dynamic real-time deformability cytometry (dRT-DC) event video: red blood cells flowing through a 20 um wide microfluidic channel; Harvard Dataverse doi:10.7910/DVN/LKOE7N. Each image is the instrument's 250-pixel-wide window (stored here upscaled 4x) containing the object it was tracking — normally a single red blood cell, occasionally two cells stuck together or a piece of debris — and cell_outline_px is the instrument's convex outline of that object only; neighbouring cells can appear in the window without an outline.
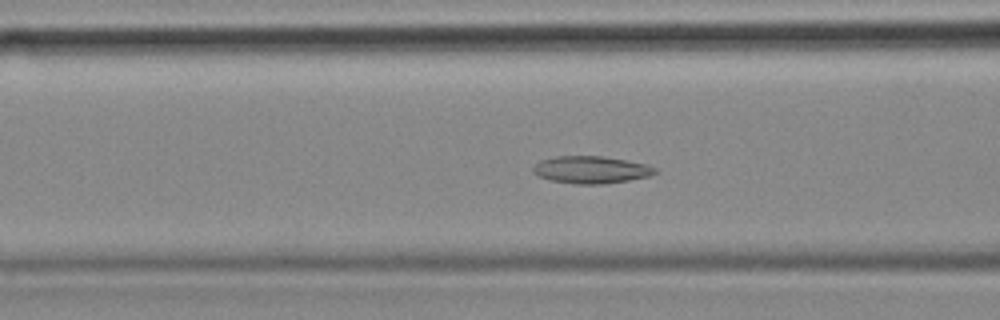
{"species": "common noctule bat (a hibernating species)", "species_latin": "Nyctalus noctula", "temperature_condition": "cold", "stored_images_in_passage": 48, "camera_frame_rate_fps": 3000, "um_per_image_px": 0.085, "animal": {"sex": "female", "body_mass_g": 18.4}, "frame": {"image": 1, "passage_image": 12, "time_ms": 3.667, "image_size_px": [1000, 320], "cell_outline_px": [[660, 172], [648, 176], [628, 180], [604, 184], [576, 184], [552, 180], [540, 176], [532, 172], [532, 168], [540, 160], [556, 156], [600, 156], [624, 160], [644, 164], [656, 168]], "centroid_in_image_um": [50.23, 14.43], "position_along_channel_um": 116.4, "area_um2": 19.19}}
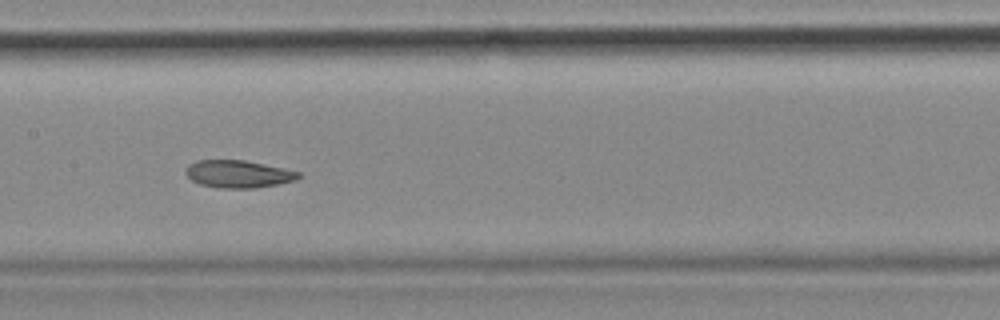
{"frame": {"image": 2, "passage_image": 18, "time_ms": 5.667, "image_size_px": [1000, 320], "cell_outline_px": [[300, 176], [296, 180], [280, 184], [256, 188], [220, 188], [200, 184], [192, 180], [184, 172], [188, 164], [196, 160], [244, 160], [300, 172]], "centroid_in_image_um": [20.23, 14.79], "position_along_channel_um": 187.2, "area_um2": 18.03}}
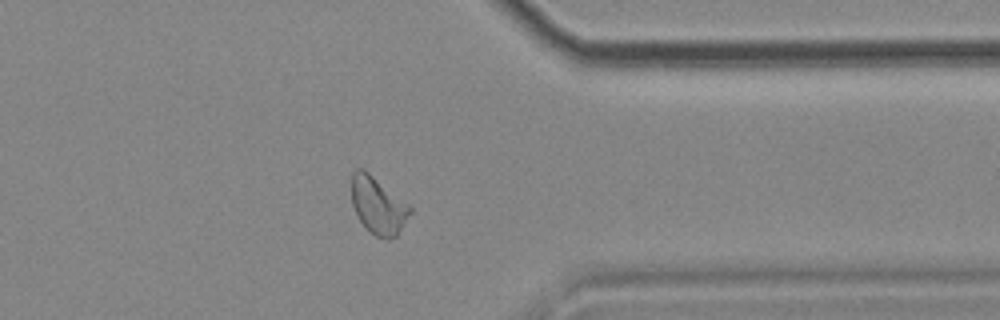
{"frame": {"image": 3, "passage_image": 35, "time_ms": 11.333, "image_size_px": [1000, 320], "cell_outline_px": [[412, 212], [396, 236], [388, 240], [376, 236], [356, 216], [352, 204], [352, 172], [356, 168], [364, 168], [408, 204], [412, 208]], "centroid_in_image_um": [32.13, 17.45], "position_along_channel_um": 379.3, "area_um2": 19.31}, "authors_computed_cell_mechanics": {"area_um2": 19.2763, "velocity_mm_per_s": 3.5495, "shape_relaxation_time_tau1_ms": 6.0826, "shape_relaxation_time_tau2_ms": 2.2349, "deformation_change_tau1": 0.1383, "deformation_change_tau2": 0.0858}}